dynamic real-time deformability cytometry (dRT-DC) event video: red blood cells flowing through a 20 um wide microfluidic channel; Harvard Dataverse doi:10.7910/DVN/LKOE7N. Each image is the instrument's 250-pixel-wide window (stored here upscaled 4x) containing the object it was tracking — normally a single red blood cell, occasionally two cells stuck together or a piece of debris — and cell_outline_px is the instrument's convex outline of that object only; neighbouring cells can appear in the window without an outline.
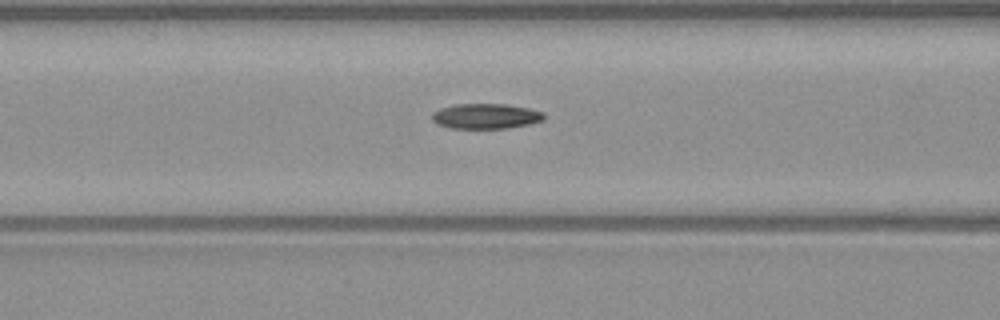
{"species": "common noctule bat (a hibernating species)", "species_latin": "Nyctalus noctula", "temperature_condition": "warm", "stored_images_in_passage": 51, "camera_frame_rate_fps": 3000, "um_per_image_px": 0.085, "animal": {"sex": "male", "body_mass_g": 23.1, "forearm_length_mm": 52.7}, "frame": {"image": 1, "passage_image": 21, "time_ms": 6.667, "image_size_px": [1000, 320], "cell_outline_px": [[544, 120], [528, 124], [508, 128], [448, 128], [436, 124], [432, 120], [432, 112], [440, 108], [456, 104], [508, 104], [528, 108], [544, 112]], "centroid_in_image_um": [41.27, 9.87], "position_along_channel_um": 125.3, "area_um2": 16.53}}
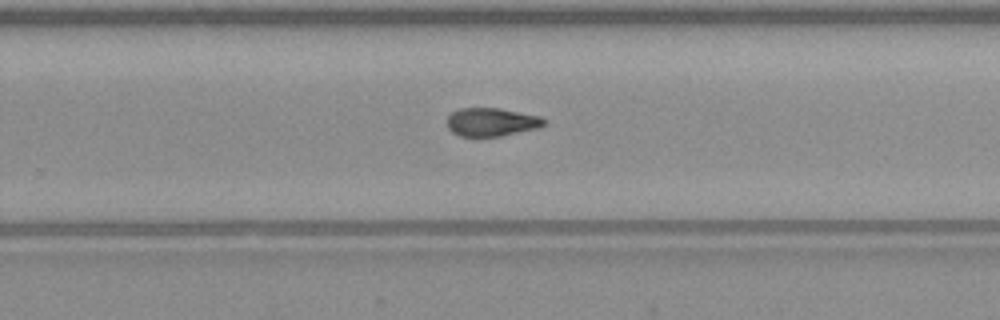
{"frame": {"image": 2, "passage_image": 33, "time_ms": 10.667, "image_size_px": [1000, 320], "cell_outline_px": [[544, 124], [536, 128], [500, 136], [460, 136], [452, 132], [448, 128], [448, 116], [452, 112], [460, 108], [500, 108], [540, 116], [544, 120]], "centroid_in_image_um": [41.74, 10.36], "position_along_channel_um": 288.1, "area_um2": 15.78}}
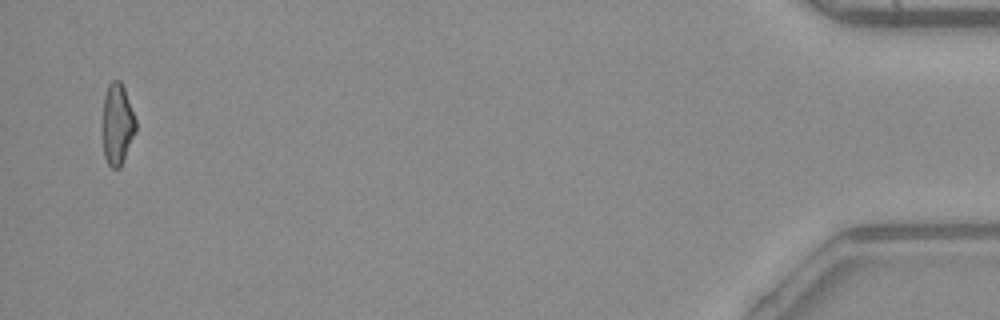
{"frame": {"image": 3, "passage_image": 50, "time_ms": 16.333, "image_size_px": [1000, 320], "cell_outline_px": [[136, 132], [124, 160], [120, 168], [112, 168], [108, 164], [104, 156], [100, 128], [104, 96], [108, 84], [112, 80], [120, 80], [124, 88], [136, 120]], "centroid_in_image_um": [9.93, 10.58], "position_along_channel_um": 425.3, "area_um2": 16.36}, "authors_computed_cell_mechanics": {"area_um2": 16.184, "velocity_mm_per_s": 4.0815, "shape_relaxation_time_tau1_ms": 6.7528, "shape_relaxation_time_tau2_ms": 3.9776, "deformation_change_tau1": 0.1802, "deformation_change_tau2": 0.1142}}